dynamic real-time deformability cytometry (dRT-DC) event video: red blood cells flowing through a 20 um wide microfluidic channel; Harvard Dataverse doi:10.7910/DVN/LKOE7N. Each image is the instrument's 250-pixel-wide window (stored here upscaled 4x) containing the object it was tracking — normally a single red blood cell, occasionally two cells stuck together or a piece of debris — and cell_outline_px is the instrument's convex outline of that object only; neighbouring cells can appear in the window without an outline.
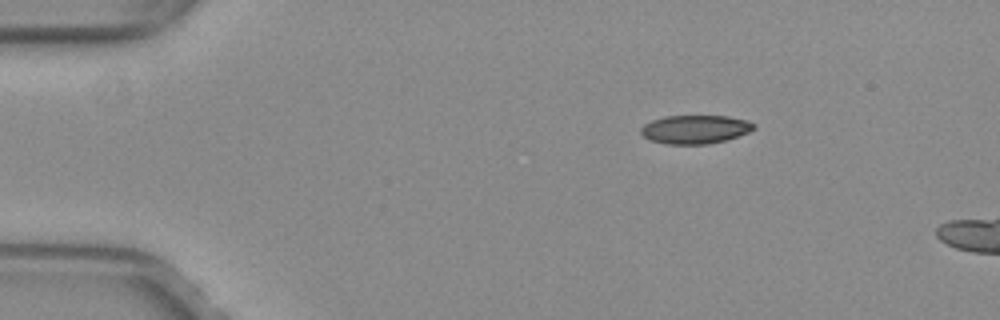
{"species": "common noctule bat (a hibernating species)", "species_latin": "Nyctalus noctula", "temperature_condition": "warm", "stored_images_in_passage": 44, "camera_frame_rate_fps": 3000, "um_per_image_px": 0.085, "animal": {"sex": "female", "body_mass_g": 29.2, "forearm_length_mm": 56.3}, "frame": {"image": 1, "passage_image": 1, "time_ms": 0.0, "image_size_px": [1000, 320], "cell_outline_px": [[756, 128], [748, 132], [724, 140], [708, 144], [664, 144], [648, 140], [640, 132], [640, 128], [644, 124], [652, 120], [664, 116], [728, 116], [748, 120], [756, 124]], "centroid_in_image_um": [59.07, 10.99], "position_along_channel_um": 25.9, "area_um2": 18.9}}
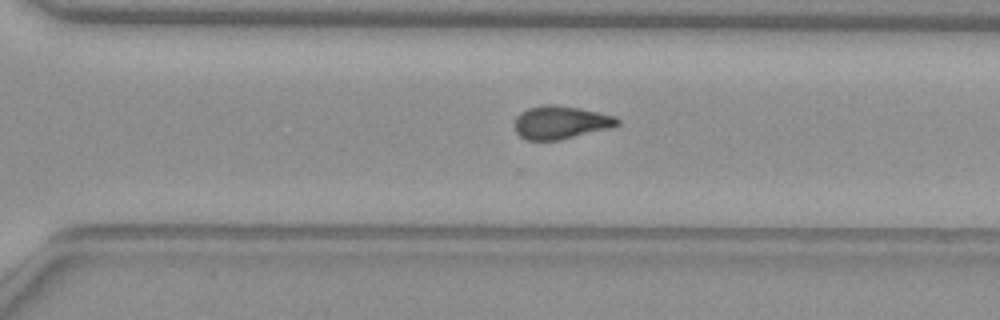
{"frame": {"image": 2, "passage_image": 29, "time_ms": 9.333, "image_size_px": [1000, 320], "cell_outline_px": [[620, 124], [608, 128], [560, 140], [524, 140], [516, 132], [512, 124], [516, 116], [520, 112], [528, 108], [544, 104], [552, 104], [580, 108], [616, 116], [620, 120]], "centroid_in_image_um": [47.6, 10.4], "position_along_channel_um": 323.0, "area_um2": 20.0}}
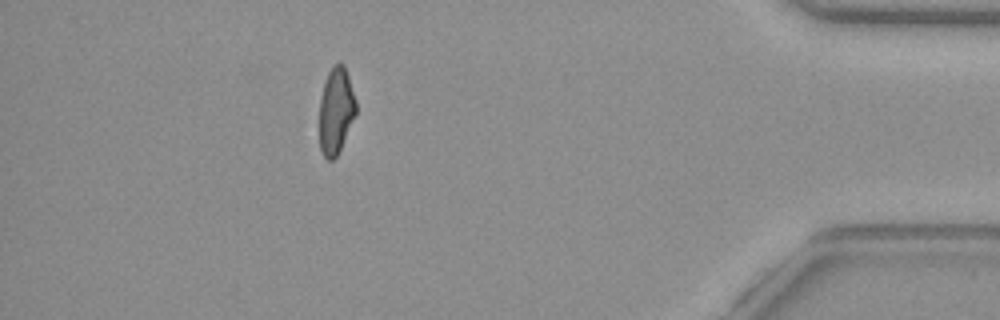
{"frame": {"image": 3, "passage_image": 39, "time_ms": 12.667, "image_size_px": [1000, 320], "cell_outline_px": [[356, 112], [340, 148], [336, 156], [332, 160], [328, 160], [324, 156], [320, 148], [320, 96], [324, 80], [332, 64], [344, 64], [356, 100]], "centroid_in_image_um": [28.54, 9.36], "position_along_channel_um": 406.7, "area_um2": 18.21}, "authors_computed_cell_mechanics": {"area_um2": 19.941, "velocity_mm_per_s": 4.0022, "shape_relaxation_time_tau1_ms": null, "shape_relaxation_time_tau2_ms": 2.96, "deformation_change_tau1": null, "deformation_change_tau2": 0.0944}}